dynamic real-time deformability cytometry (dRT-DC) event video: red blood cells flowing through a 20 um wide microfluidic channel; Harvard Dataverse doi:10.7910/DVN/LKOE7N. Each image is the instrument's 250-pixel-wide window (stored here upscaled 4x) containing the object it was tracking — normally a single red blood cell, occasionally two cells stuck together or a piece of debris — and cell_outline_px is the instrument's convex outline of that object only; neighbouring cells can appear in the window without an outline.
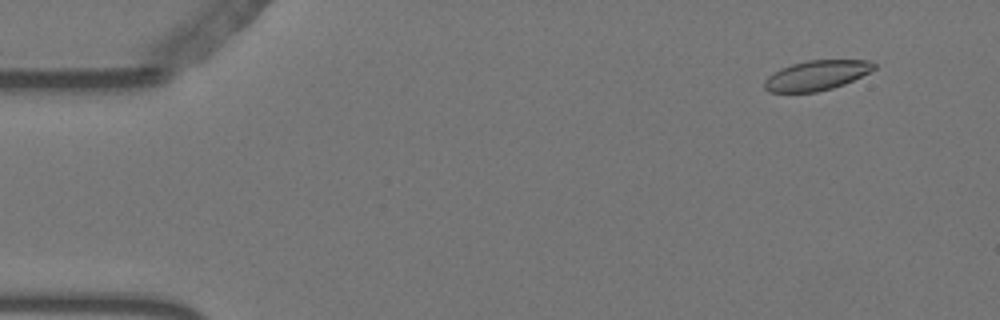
{"species": "Egyptian fruit bat (a non-hibernating species)", "species_latin": "Rousettus aegyptiacus", "temperature_condition": "warm", "stored_images_in_passage": 58, "camera_frame_rate_fps": 3000, "um_per_image_px": 0.085, "animal": {"sex": "female"}, "frame": {"image": 1, "passage_image": 5, "time_ms": 1.333, "image_size_px": [1000, 320], "cell_outline_px": [[876, 68], [844, 84], [832, 88], [816, 92], [768, 92], [764, 88], [764, 80], [768, 76], [792, 64], [808, 60], [868, 60], [876, 64]], "centroid_in_image_um": [69.4, 6.41], "position_along_channel_um": 15.6, "area_um2": 18.79}}
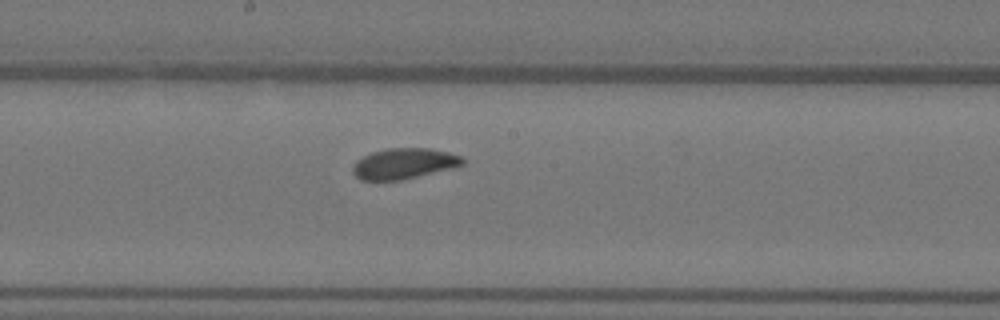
{"frame": {"image": 2, "passage_image": 31, "time_ms": 10.0, "image_size_px": [1000, 320], "cell_outline_px": [[464, 164], [452, 168], [400, 180], [360, 180], [352, 172], [352, 164], [356, 160], [372, 152], [384, 148], [432, 148], [464, 156]], "centroid_in_image_um": [34.33, 13.89], "position_along_channel_um": 213.9, "area_um2": 19.77}}
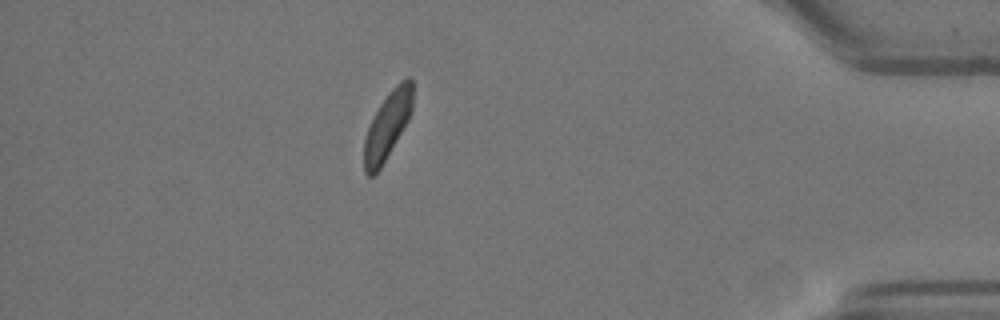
{"frame": {"image": 3, "passage_image": 51, "time_ms": 16.667, "image_size_px": [1000, 320], "cell_outline_px": [[412, 108], [408, 120], [380, 168], [372, 176], [368, 176], [364, 172], [364, 140], [368, 128], [380, 104], [388, 92], [400, 80], [408, 76], [412, 80]], "centroid_in_image_um": [32.93, 10.64], "position_along_channel_um": 402.3, "area_um2": 18.67}, "authors_computed_cell_mechanics": {"area_um2": 19.7965, "velocity_mm_per_s": 3.5004, "shape_relaxation_time_tau1_ms": 3.5041, "shape_relaxation_time_tau2_ms": null, "deformation_change_tau1": 0.0855, "deformation_change_tau2": null}}